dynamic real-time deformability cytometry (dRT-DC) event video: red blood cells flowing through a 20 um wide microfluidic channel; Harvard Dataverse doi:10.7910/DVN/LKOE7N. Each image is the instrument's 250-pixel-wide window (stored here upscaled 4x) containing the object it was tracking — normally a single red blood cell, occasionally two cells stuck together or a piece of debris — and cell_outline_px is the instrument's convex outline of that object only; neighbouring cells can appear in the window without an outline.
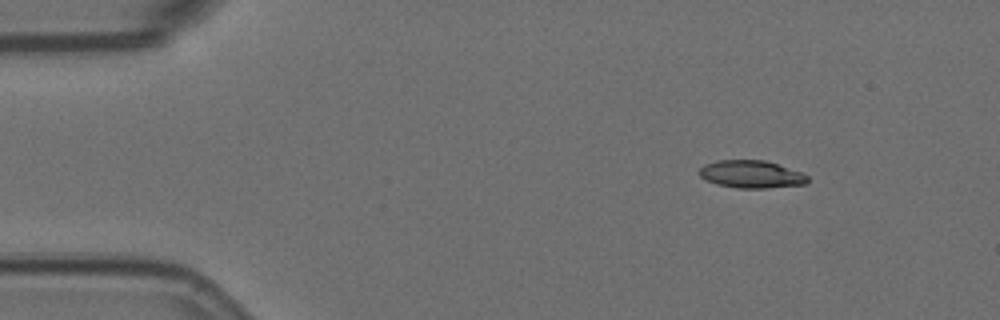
{"species": "Egyptian fruit bat (a non-hibernating species)", "species_latin": "Rousettus aegyptiacus", "temperature_condition": "room temperature", "stored_images_in_passage": 8, "camera_frame_rate_fps": 3000, "um_per_image_px": 0.085, "animal": {"sex": "female"}, "frame": {"image": 1, "passage_image": 2, "time_ms": 0.333, "image_size_px": [1000, 320], "cell_outline_px": [[808, 184], [768, 188], [736, 188], [716, 184], [704, 180], [700, 176], [700, 168], [704, 164], [716, 160], [764, 160], [800, 172], [808, 176]], "centroid_in_image_um": [63.83, 14.82], "position_along_channel_um": 21.2, "area_um2": 17.46}}
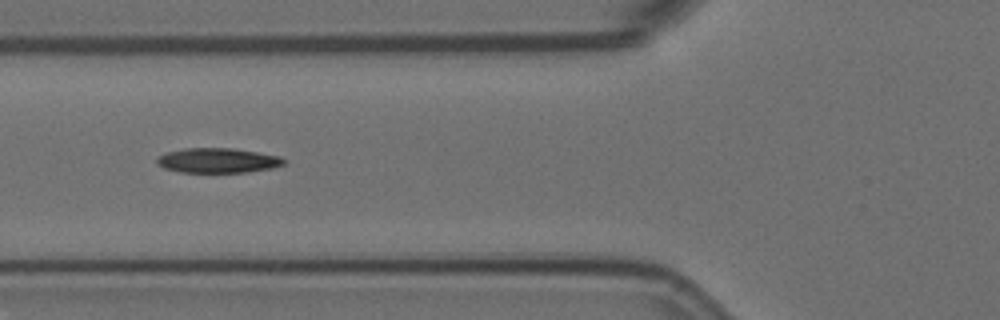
{"frame": {"image": 2, "passage_image": 6, "time_ms": 1.667, "image_size_px": [1000, 320], "cell_outline_px": [[288, 160], [284, 164], [272, 168], [248, 172], [180, 172], [164, 168], [156, 164], [156, 156], [164, 152], [184, 148], [232, 148], [280, 156]], "centroid_in_image_um": [18.47, 13.63], "position_along_channel_um": 107.3, "area_um2": 18.55}}
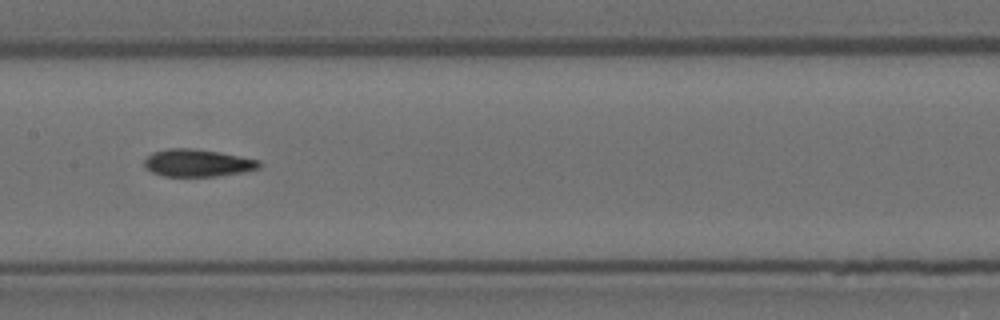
{"frame": {"image": 3, "passage_image": 8, "time_ms": 2.333, "image_size_px": [1000, 320], "cell_outline_px": [[260, 168], [244, 172], [216, 176], [164, 176], [152, 172], [144, 168], [144, 160], [152, 152], [168, 148], [192, 148], [216, 152], [260, 160]], "centroid_in_image_um": [16.76, 13.85], "position_along_channel_um": 190.6, "area_um2": 18.26}}